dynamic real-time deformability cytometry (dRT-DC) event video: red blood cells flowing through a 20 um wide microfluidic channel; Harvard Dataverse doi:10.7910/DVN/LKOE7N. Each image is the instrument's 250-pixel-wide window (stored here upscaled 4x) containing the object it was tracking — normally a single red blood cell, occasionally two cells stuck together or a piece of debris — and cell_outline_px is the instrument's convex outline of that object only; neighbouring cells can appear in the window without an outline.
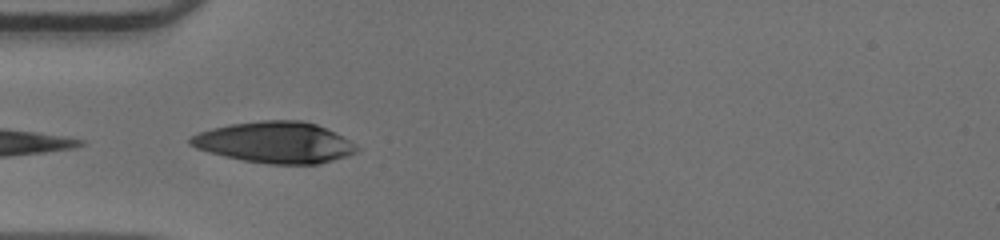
{"species": "human", "species_latin": "Homo sapiens", "temperature_condition": "warm", "stored_images_in_passage": 5, "camera_frame_rate_fps": 3000, "um_per_image_px": 0.085, "donor": {"sex": "male"}, "frame": {"image": 1, "passage_image": 1, "time_ms": 0.0, "image_size_px": [1000, 240], "cell_outline_px": [[360, 148], [356, 152], [320, 164], [268, 164], [244, 160], [224, 156], [208, 152], [196, 148], [188, 144], [188, 140], [196, 132], [228, 124], [260, 120], [304, 120], [316, 124], [336, 132]], "centroid_in_image_um": [23.34, 12.09], "position_along_channel_um": 61.7, "area_um2": 40.06}}